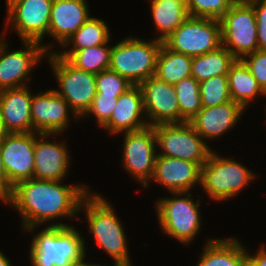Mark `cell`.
<instances>
[{
	"label": "cell",
	"instance_id": "obj_1",
	"mask_svg": "<svg viewBox=\"0 0 266 266\" xmlns=\"http://www.w3.org/2000/svg\"><path fill=\"white\" fill-rule=\"evenodd\" d=\"M78 183L32 178L19 182L2 203L20 216L22 233L32 226H73L65 220H78L83 198L93 189Z\"/></svg>",
	"mask_w": 266,
	"mask_h": 266
},
{
	"label": "cell",
	"instance_id": "obj_2",
	"mask_svg": "<svg viewBox=\"0 0 266 266\" xmlns=\"http://www.w3.org/2000/svg\"><path fill=\"white\" fill-rule=\"evenodd\" d=\"M103 194L91 190L84 198L80 206V220L87 223V234L93 236V241L98 249L105 251L111 258L114 266H135L132 262L129 250V240L117 213L112 205L113 201L107 199ZM84 211V212H83ZM119 217V218H118ZM125 228V229H124ZM128 242V243H127ZM132 260V261H131Z\"/></svg>",
	"mask_w": 266,
	"mask_h": 266
},
{
	"label": "cell",
	"instance_id": "obj_3",
	"mask_svg": "<svg viewBox=\"0 0 266 266\" xmlns=\"http://www.w3.org/2000/svg\"><path fill=\"white\" fill-rule=\"evenodd\" d=\"M38 228L42 226H32L23 232L33 234L28 250L30 266H76L88 261V243L82 230L75 226Z\"/></svg>",
	"mask_w": 266,
	"mask_h": 266
},
{
	"label": "cell",
	"instance_id": "obj_4",
	"mask_svg": "<svg viewBox=\"0 0 266 266\" xmlns=\"http://www.w3.org/2000/svg\"><path fill=\"white\" fill-rule=\"evenodd\" d=\"M169 194L170 196L154 200L159 228L164 236L173 238L184 246L191 245L202 232L200 206L203 198L199 199V193L192 195L194 192H169Z\"/></svg>",
	"mask_w": 266,
	"mask_h": 266
},
{
	"label": "cell",
	"instance_id": "obj_5",
	"mask_svg": "<svg viewBox=\"0 0 266 266\" xmlns=\"http://www.w3.org/2000/svg\"><path fill=\"white\" fill-rule=\"evenodd\" d=\"M257 175L242 161L214 150L209 159L202 165L200 188L210 202H223L234 199L257 179ZM241 192V193H240Z\"/></svg>",
	"mask_w": 266,
	"mask_h": 266
},
{
	"label": "cell",
	"instance_id": "obj_6",
	"mask_svg": "<svg viewBox=\"0 0 266 266\" xmlns=\"http://www.w3.org/2000/svg\"><path fill=\"white\" fill-rule=\"evenodd\" d=\"M163 41L129 34L112 43L109 69L139 85L155 75L156 61Z\"/></svg>",
	"mask_w": 266,
	"mask_h": 266
},
{
	"label": "cell",
	"instance_id": "obj_7",
	"mask_svg": "<svg viewBox=\"0 0 266 266\" xmlns=\"http://www.w3.org/2000/svg\"><path fill=\"white\" fill-rule=\"evenodd\" d=\"M46 60L58 86L54 90L81 119L96 96V74L76 68L56 52L48 53Z\"/></svg>",
	"mask_w": 266,
	"mask_h": 266
},
{
	"label": "cell",
	"instance_id": "obj_8",
	"mask_svg": "<svg viewBox=\"0 0 266 266\" xmlns=\"http://www.w3.org/2000/svg\"><path fill=\"white\" fill-rule=\"evenodd\" d=\"M157 155L198 163L201 167L214 151L190 123L153 126Z\"/></svg>",
	"mask_w": 266,
	"mask_h": 266
},
{
	"label": "cell",
	"instance_id": "obj_9",
	"mask_svg": "<svg viewBox=\"0 0 266 266\" xmlns=\"http://www.w3.org/2000/svg\"><path fill=\"white\" fill-rule=\"evenodd\" d=\"M52 5L53 0H9L4 20L7 34L12 31L21 41L43 45L48 36Z\"/></svg>",
	"mask_w": 266,
	"mask_h": 266
},
{
	"label": "cell",
	"instance_id": "obj_10",
	"mask_svg": "<svg viewBox=\"0 0 266 266\" xmlns=\"http://www.w3.org/2000/svg\"><path fill=\"white\" fill-rule=\"evenodd\" d=\"M170 50L190 57L217 50L221 44L218 19L190 17L163 40Z\"/></svg>",
	"mask_w": 266,
	"mask_h": 266
},
{
	"label": "cell",
	"instance_id": "obj_11",
	"mask_svg": "<svg viewBox=\"0 0 266 266\" xmlns=\"http://www.w3.org/2000/svg\"><path fill=\"white\" fill-rule=\"evenodd\" d=\"M122 136V168L129 173L135 183L145 187L153 177L157 158L156 136L154 127L125 132Z\"/></svg>",
	"mask_w": 266,
	"mask_h": 266
},
{
	"label": "cell",
	"instance_id": "obj_12",
	"mask_svg": "<svg viewBox=\"0 0 266 266\" xmlns=\"http://www.w3.org/2000/svg\"><path fill=\"white\" fill-rule=\"evenodd\" d=\"M8 43L6 40L0 47V91L30 85L34 68L48 55L38 42L22 41L23 46L17 50H11Z\"/></svg>",
	"mask_w": 266,
	"mask_h": 266
},
{
	"label": "cell",
	"instance_id": "obj_13",
	"mask_svg": "<svg viewBox=\"0 0 266 266\" xmlns=\"http://www.w3.org/2000/svg\"><path fill=\"white\" fill-rule=\"evenodd\" d=\"M219 21L221 44L236 59L258 50L257 20L253 5L232 4Z\"/></svg>",
	"mask_w": 266,
	"mask_h": 266
},
{
	"label": "cell",
	"instance_id": "obj_14",
	"mask_svg": "<svg viewBox=\"0 0 266 266\" xmlns=\"http://www.w3.org/2000/svg\"><path fill=\"white\" fill-rule=\"evenodd\" d=\"M31 119L33 132L47 134H64L71 127V122L80 121L54 88L40 90L37 94L33 91Z\"/></svg>",
	"mask_w": 266,
	"mask_h": 266
},
{
	"label": "cell",
	"instance_id": "obj_15",
	"mask_svg": "<svg viewBox=\"0 0 266 266\" xmlns=\"http://www.w3.org/2000/svg\"><path fill=\"white\" fill-rule=\"evenodd\" d=\"M60 135L62 136V134L36 133L33 178L67 181L66 177L69 176L72 164L70 158L72 151L68 149L69 143L57 139V136L61 138Z\"/></svg>",
	"mask_w": 266,
	"mask_h": 266
},
{
	"label": "cell",
	"instance_id": "obj_16",
	"mask_svg": "<svg viewBox=\"0 0 266 266\" xmlns=\"http://www.w3.org/2000/svg\"><path fill=\"white\" fill-rule=\"evenodd\" d=\"M36 132L9 133L0 143L4 169L8 178V196L19 182L34 177Z\"/></svg>",
	"mask_w": 266,
	"mask_h": 266
},
{
	"label": "cell",
	"instance_id": "obj_17",
	"mask_svg": "<svg viewBox=\"0 0 266 266\" xmlns=\"http://www.w3.org/2000/svg\"><path fill=\"white\" fill-rule=\"evenodd\" d=\"M142 91L145 115L149 126L180 124V109L173 84L155 75L139 84Z\"/></svg>",
	"mask_w": 266,
	"mask_h": 266
},
{
	"label": "cell",
	"instance_id": "obj_18",
	"mask_svg": "<svg viewBox=\"0 0 266 266\" xmlns=\"http://www.w3.org/2000/svg\"><path fill=\"white\" fill-rule=\"evenodd\" d=\"M89 7L88 0H53L48 31V37L52 39L49 40L50 43H46L48 40L43 43L48 53L59 50L90 18L92 13Z\"/></svg>",
	"mask_w": 266,
	"mask_h": 266
},
{
	"label": "cell",
	"instance_id": "obj_19",
	"mask_svg": "<svg viewBox=\"0 0 266 266\" xmlns=\"http://www.w3.org/2000/svg\"><path fill=\"white\" fill-rule=\"evenodd\" d=\"M201 169L196 162L157 155L153 177L143 189L155 182L168 193L193 192L201 185Z\"/></svg>",
	"mask_w": 266,
	"mask_h": 266
},
{
	"label": "cell",
	"instance_id": "obj_20",
	"mask_svg": "<svg viewBox=\"0 0 266 266\" xmlns=\"http://www.w3.org/2000/svg\"><path fill=\"white\" fill-rule=\"evenodd\" d=\"M245 111L231 100L221 105L202 108L189 123L202 139L210 143L215 139L221 140L220 137L233 131L237 123L242 122L243 115L247 113Z\"/></svg>",
	"mask_w": 266,
	"mask_h": 266
},
{
	"label": "cell",
	"instance_id": "obj_21",
	"mask_svg": "<svg viewBox=\"0 0 266 266\" xmlns=\"http://www.w3.org/2000/svg\"><path fill=\"white\" fill-rule=\"evenodd\" d=\"M148 126L142 91L139 85H132L118 97L109 121L101 129L111 136H116Z\"/></svg>",
	"mask_w": 266,
	"mask_h": 266
},
{
	"label": "cell",
	"instance_id": "obj_22",
	"mask_svg": "<svg viewBox=\"0 0 266 266\" xmlns=\"http://www.w3.org/2000/svg\"><path fill=\"white\" fill-rule=\"evenodd\" d=\"M32 92L29 85L0 91V112L10 133L33 132Z\"/></svg>",
	"mask_w": 266,
	"mask_h": 266
},
{
	"label": "cell",
	"instance_id": "obj_23",
	"mask_svg": "<svg viewBox=\"0 0 266 266\" xmlns=\"http://www.w3.org/2000/svg\"><path fill=\"white\" fill-rule=\"evenodd\" d=\"M240 240L235 236H210L205 240L196 266H248L247 246Z\"/></svg>",
	"mask_w": 266,
	"mask_h": 266
},
{
	"label": "cell",
	"instance_id": "obj_24",
	"mask_svg": "<svg viewBox=\"0 0 266 266\" xmlns=\"http://www.w3.org/2000/svg\"><path fill=\"white\" fill-rule=\"evenodd\" d=\"M105 19L90 16V18L55 52L68 59L75 51L108 43L112 33Z\"/></svg>",
	"mask_w": 266,
	"mask_h": 266
},
{
	"label": "cell",
	"instance_id": "obj_25",
	"mask_svg": "<svg viewBox=\"0 0 266 266\" xmlns=\"http://www.w3.org/2000/svg\"><path fill=\"white\" fill-rule=\"evenodd\" d=\"M228 81L231 100L237 102L246 111L251 107L250 104L256 103L258 97L266 98V92L241 59H236L231 65L228 72Z\"/></svg>",
	"mask_w": 266,
	"mask_h": 266
},
{
	"label": "cell",
	"instance_id": "obj_26",
	"mask_svg": "<svg viewBox=\"0 0 266 266\" xmlns=\"http://www.w3.org/2000/svg\"><path fill=\"white\" fill-rule=\"evenodd\" d=\"M151 21L157 36L163 41L189 18L187 6L173 0H149ZM159 35V36H158Z\"/></svg>",
	"mask_w": 266,
	"mask_h": 266
},
{
	"label": "cell",
	"instance_id": "obj_27",
	"mask_svg": "<svg viewBox=\"0 0 266 266\" xmlns=\"http://www.w3.org/2000/svg\"><path fill=\"white\" fill-rule=\"evenodd\" d=\"M192 57L174 52L163 43L159 50L155 76L162 81L175 85L191 76Z\"/></svg>",
	"mask_w": 266,
	"mask_h": 266
},
{
	"label": "cell",
	"instance_id": "obj_28",
	"mask_svg": "<svg viewBox=\"0 0 266 266\" xmlns=\"http://www.w3.org/2000/svg\"><path fill=\"white\" fill-rule=\"evenodd\" d=\"M236 58L223 46L206 54L192 57L191 76L199 83L213 76L228 74Z\"/></svg>",
	"mask_w": 266,
	"mask_h": 266
},
{
	"label": "cell",
	"instance_id": "obj_29",
	"mask_svg": "<svg viewBox=\"0 0 266 266\" xmlns=\"http://www.w3.org/2000/svg\"><path fill=\"white\" fill-rule=\"evenodd\" d=\"M111 40L99 46H92L75 51L67 60L76 68L93 74L109 69Z\"/></svg>",
	"mask_w": 266,
	"mask_h": 266
},
{
	"label": "cell",
	"instance_id": "obj_30",
	"mask_svg": "<svg viewBox=\"0 0 266 266\" xmlns=\"http://www.w3.org/2000/svg\"><path fill=\"white\" fill-rule=\"evenodd\" d=\"M180 109V123H189L202 109L200 84L192 76L175 85Z\"/></svg>",
	"mask_w": 266,
	"mask_h": 266
},
{
	"label": "cell",
	"instance_id": "obj_31",
	"mask_svg": "<svg viewBox=\"0 0 266 266\" xmlns=\"http://www.w3.org/2000/svg\"><path fill=\"white\" fill-rule=\"evenodd\" d=\"M199 84L202 108L231 101L228 74L213 76Z\"/></svg>",
	"mask_w": 266,
	"mask_h": 266
},
{
	"label": "cell",
	"instance_id": "obj_32",
	"mask_svg": "<svg viewBox=\"0 0 266 266\" xmlns=\"http://www.w3.org/2000/svg\"><path fill=\"white\" fill-rule=\"evenodd\" d=\"M231 0H188L190 17L213 18L220 20L231 8Z\"/></svg>",
	"mask_w": 266,
	"mask_h": 266
},
{
	"label": "cell",
	"instance_id": "obj_33",
	"mask_svg": "<svg viewBox=\"0 0 266 266\" xmlns=\"http://www.w3.org/2000/svg\"><path fill=\"white\" fill-rule=\"evenodd\" d=\"M133 84L110 69L96 74V94L119 97Z\"/></svg>",
	"mask_w": 266,
	"mask_h": 266
},
{
	"label": "cell",
	"instance_id": "obj_34",
	"mask_svg": "<svg viewBox=\"0 0 266 266\" xmlns=\"http://www.w3.org/2000/svg\"><path fill=\"white\" fill-rule=\"evenodd\" d=\"M117 99L115 96L96 94L90 108L80 120L93 118L97 127L101 129L109 121Z\"/></svg>",
	"mask_w": 266,
	"mask_h": 266
},
{
	"label": "cell",
	"instance_id": "obj_35",
	"mask_svg": "<svg viewBox=\"0 0 266 266\" xmlns=\"http://www.w3.org/2000/svg\"><path fill=\"white\" fill-rule=\"evenodd\" d=\"M252 76L266 92V51L256 50L241 59Z\"/></svg>",
	"mask_w": 266,
	"mask_h": 266
},
{
	"label": "cell",
	"instance_id": "obj_36",
	"mask_svg": "<svg viewBox=\"0 0 266 266\" xmlns=\"http://www.w3.org/2000/svg\"><path fill=\"white\" fill-rule=\"evenodd\" d=\"M252 5L257 20L258 50L266 51V0Z\"/></svg>",
	"mask_w": 266,
	"mask_h": 266
},
{
	"label": "cell",
	"instance_id": "obj_37",
	"mask_svg": "<svg viewBox=\"0 0 266 266\" xmlns=\"http://www.w3.org/2000/svg\"><path fill=\"white\" fill-rule=\"evenodd\" d=\"M260 245L259 249L255 252H251L249 247L247 248L248 266H266V244L260 243Z\"/></svg>",
	"mask_w": 266,
	"mask_h": 266
},
{
	"label": "cell",
	"instance_id": "obj_38",
	"mask_svg": "<svg viewBox=\"0 0 266 266\" xmlns=\"http://www.w3.org/2000/svg\"><path fill=\"white\" fill-rule=\"evenodd\" d=\"M8 197V178L4 169L2 154L0 151V202Z\"/></svg>",
	"mask_w": 266,
	"mask_h": 266
},
{
	"label": "cell",
	"instance_id": "obj_39",
	"mask_svg": "<svg viewBox=\"0 0 266 266\" xmlns=\"http://www.w3.org/2000/svg\"><path fill=\"white\" fill-rule=\"evenodd\" d=\"M10 132L7 130L5 123L2 119L1 116V112H0V143L2 142L3 139L6 138V136L9 134Z\"/></svg>",
	"mask_w": 266,
	"mask_h": 266
},
{
	"label": "cell",
	"instance_id": "obj_40",
	"mask_svg": "<svg viewBox=\"0 0 266 266\" xmlns=\"http://www.w3.org/2000/svg\"><path fill=\"white\" fill-rule=\"evenodd\" d=\"M6 256L7 255L3 252V249H0V266H14L10 258Z\"/></svg>",
	"mask_w": 266,
	"mask_h": 266
},
{
	"label": "cell",
	"instance_id": "obj_41",
	"mask_svg": "<svg viewBox=\"0 0 266 266\" xmlns=\"http://www.w3.org/2000/svg\"><path fill=\"white\" fill-rule=\"evenodd\" d=\"M259 1L261 0H231L232 4H245V5H252Z\"/></svg>",
	"mask_w": 266,
	"mask_h": 266
},
{
	"label": "cell",
	"instance_id": "obj_42",
	"mask_svg": "<svg viewBox=\"0 0 266 266\" xmlns=\"http://www.w3.org/2000/svg\"><path fill=\"white\" fill-rule=\"evenodd\" d=\"M7 29H6V24L4 23V30H2L3 32V34L2 33H0V47L6 42V37H4V36H6V34H7V31H6ZM2 34V35H1ZM5 38V39H4Z\"/></svg>",
	"mask_w": 266,
	"mask_h": 266
},
{
	"label": "cell",
	"instance_id": "obj_43",
	"mask_svg": "<svg viewBox=\"0 0 266 266\" xmlns=\"http://www.w3.org/2000/svg\"><path fill=\"white\" fill-rule=\"evenodd\" d=\"M88 266H109V265L108 264L105 265V264H101V263L97 264V263H94L91 261V263ZM110 266H114V265H110Z\"/></svg>",
	"mask_w": 266,
	"mask_h": 266
},
{
	"label": "cell",
	"instance_id": "obj_44",
	"mask_svg": "<svg viewBox=\"0 0 266 266\" xmlns=\"http://www.w3.org/2000/svg\"><path fill=\"white\" fill-rule=\"evenodd\" d=\"M173 1L183 3L186 6H187V3H188V0H173Z\"/></svg>",
	"mask_w": 266,
	"mask_h": 266
},
{
	"label": "cell",
	"instance_id": "obj_45",
	"mask_svg": "<svg viewBox=\"0 0 266 266\" xmlns=\"http://www.w3.org/2000/svg\"><path fill=\"white\" fill-rule=\"evenodd\" d=\"M91 262L89 261H87V262H85V263H82V264H80V265H76V266H88L89 264H90Z\"/></svg>",
	"mask_w": 266,
	"mask_h": 266
},
{
	"label": "cell",
	"instance_id": "obj_46",
	"mask_svg": "<svg viewBox=\"0 0 266 266\" xmlns=\"http://www.w3.org/2000/svg\"><path fill=\"white\" fill-rule=\"evenodd\" d=\"M263 106H265V109H264V114L266 115V103H265V105H263ZM266 118V117H265ZM265 124H266V120H265Z\"/></svg>",
	"mask_w": 266,
	"mask_h": 266
}]
</instances>
